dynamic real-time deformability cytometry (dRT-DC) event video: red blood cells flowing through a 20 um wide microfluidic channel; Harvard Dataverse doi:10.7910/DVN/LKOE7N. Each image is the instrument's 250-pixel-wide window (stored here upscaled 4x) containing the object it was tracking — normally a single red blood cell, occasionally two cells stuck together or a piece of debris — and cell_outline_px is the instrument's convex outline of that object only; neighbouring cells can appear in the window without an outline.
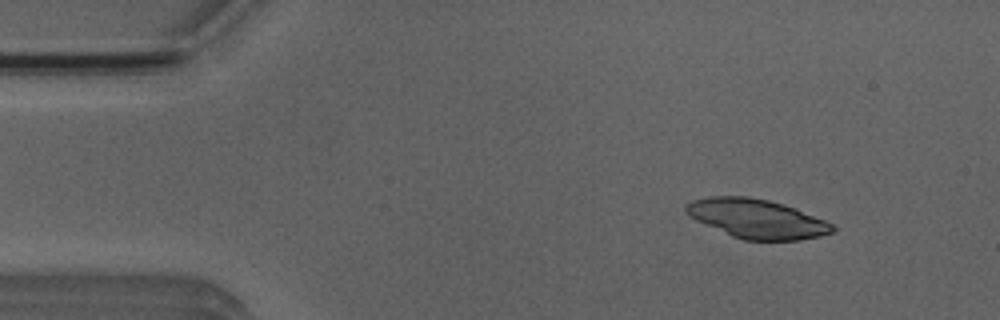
{"species": "Egyptian fruit bat (a non-hibernating species)", "species_latin": "Rousettus aegyptiacus", "temperature_condition": "room temperature", "stored_images_in_passage": 50, "camera_frame_rate_fps": 3000, "um_per_image_px": 0.085, "animal": {"sex": "male"}, "frame": {"image": 1, "passage_image": 5, "time_ms": 1.333, "image_size_px": [1000, 320], "cell_outline_px": [[836, 228], [832, 232], [820, 236], [800, 240], [744, 240], [732, 236], [696, 220], [688, 216], [684, 212], [684, 208], [692, 200], [708, 196], [748, 196], [768, 200], [792, 208], [824, 220], [832, 224]], "centroid_in_image_um": [64.28, 18.59], "position_along_channel_um": 20.7, "area_um2": 33.0}}